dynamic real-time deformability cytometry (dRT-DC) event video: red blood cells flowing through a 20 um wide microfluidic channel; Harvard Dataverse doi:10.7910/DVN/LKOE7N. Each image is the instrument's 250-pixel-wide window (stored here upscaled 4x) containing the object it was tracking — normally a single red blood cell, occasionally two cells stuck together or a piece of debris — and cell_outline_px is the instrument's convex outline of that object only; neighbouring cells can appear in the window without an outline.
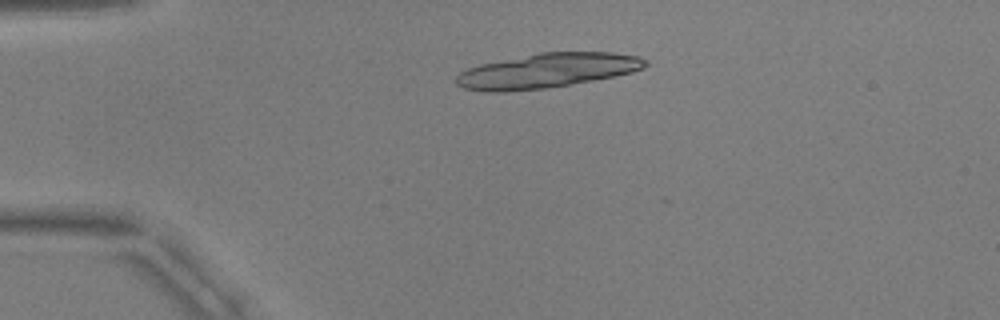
{"species": "common noctule bat (a hibernating species)", "species_latin": "Nyctalus noctula", "temperature_condition": "warm", "stored_images_in_passage": 27, "camera_frame_rate_fps": 3000, "um_per_image_px": 0.085, "animal": {"sex": "male", "body_mass_g": 17.9, "forearm_length_mm": 54.2}, "frame": {"image": 1, "passage_image": 12, "time_ms": 3.667, "image_size_px": [1000, 320], "cell_outline_px": [[648, 64], [644, 68], [632, 72], [616, 76], [544, 88], [504, 92], [484, 92], [464, 88], [456, 84], [456, 76], [460, 72], [468, 68], [480, 64], [540, 52], [612, 52], [640, 56], [648, 60]], "centroid_in_image_um": [46.51, 6.0], "position_along_channel_um": 38.5, "area_um2": 38.09}}